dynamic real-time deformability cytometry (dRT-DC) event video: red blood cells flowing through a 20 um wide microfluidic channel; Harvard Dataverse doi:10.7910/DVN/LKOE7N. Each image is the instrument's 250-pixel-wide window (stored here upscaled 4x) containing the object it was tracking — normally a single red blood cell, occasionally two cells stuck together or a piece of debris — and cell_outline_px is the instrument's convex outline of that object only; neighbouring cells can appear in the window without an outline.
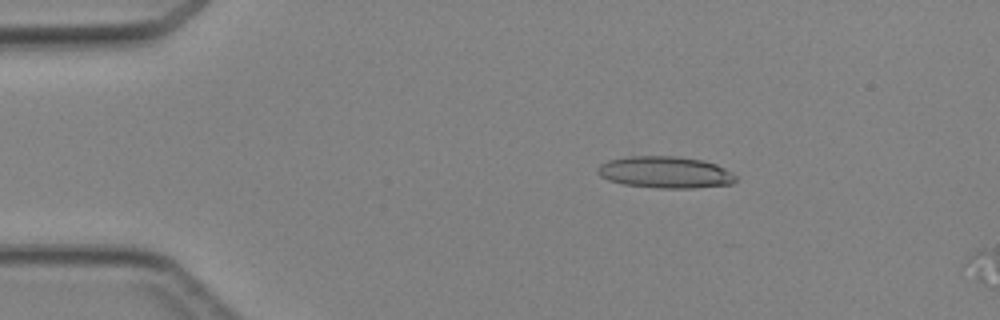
{"species": "Egyptian fruit bat (a non-hibernating species)", "species_latin": "Rousettus aegyptiacus", "temperature_condition": "cold", "stored_images_in_passage": 9, "segment_of_instrument_passage": [1, 2], "camera_frame_rate_fps": 3000, "um_per_image_px": 0.085, "animal": {"sex": "female"}, "frame": {"image": 1, "passage_image": 7, "time_ms": 2.0, "image_size_px": [1000, 320], "cell_outline_px": [[736, 180], [732, 184], [692, 188], [656, 188], [624, 184], [608, 180], [600, 176], [596, 172], [596, 168], [600, 164], [608, 160], [628, 156], [676, 156], [704, 160], [716, 164], [724, 168], [736, 176]], "centroid_in_image_um": [56.52, 14.64], "position_along_channel_um": 28.5, "area_um2": 25.66}}